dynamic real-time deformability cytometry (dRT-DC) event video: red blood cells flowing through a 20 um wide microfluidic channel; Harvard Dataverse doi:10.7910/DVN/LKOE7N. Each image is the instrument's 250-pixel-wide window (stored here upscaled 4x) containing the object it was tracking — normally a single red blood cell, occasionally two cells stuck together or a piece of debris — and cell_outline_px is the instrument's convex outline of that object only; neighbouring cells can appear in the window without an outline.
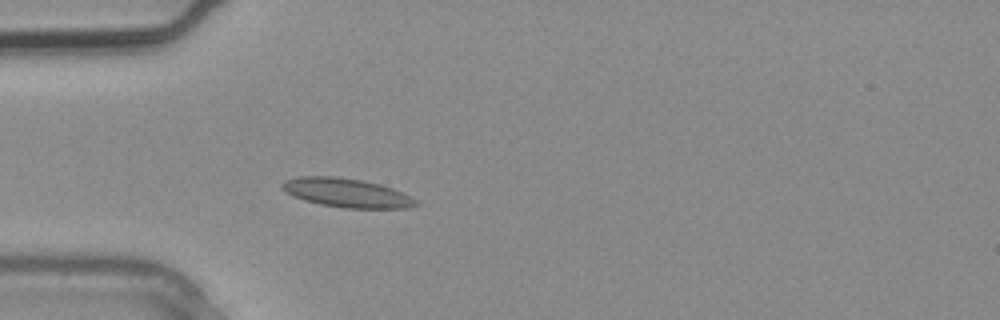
{"species": "common noctule bat (a hibernating species)", "species_latin": "Nyctalus noctula", "temperature_condition": "warm", "stored_images_in_passage": 3, "camera_frame_rate_fps": 3000, "um_per_image_px": 0.085, "animal": {"sex": "male", "body_mass_g": 20.4}, "frame": {"image": 1, "passage_image": 3, "time_ms": 0.667, "image_size_px": [1000, 320], "cell_outline_px": [[420, 204], [412, 208], [344, 208], [320, 204], [304, 200], [280, 188], [280, 184], [284, 180], [296, 176], [336, 176], [360, 180], [380, 184], [392, 188], [416, 200]], "centroid_in_image_um": [29.45, 16.38], "position_along_channel_um": 55.6, "area_um2": 22.48}}